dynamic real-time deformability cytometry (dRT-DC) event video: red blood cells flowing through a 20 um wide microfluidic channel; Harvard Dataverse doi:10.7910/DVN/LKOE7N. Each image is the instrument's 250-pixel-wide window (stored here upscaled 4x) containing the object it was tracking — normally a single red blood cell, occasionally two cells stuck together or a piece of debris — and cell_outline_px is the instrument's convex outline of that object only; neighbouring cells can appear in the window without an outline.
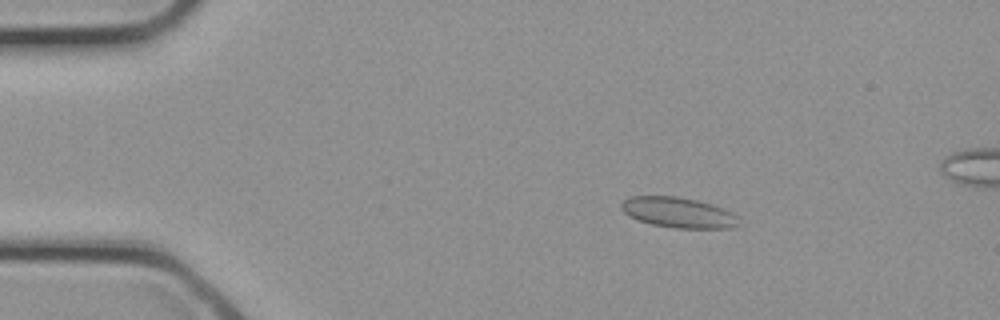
{"species": "common noctule bat (a hibernating species)", "species_latin": "Nyctalus noctula", "temperature_condition": "cold", "stored_images_in_passage": 33, "segment_of_instrument_passage": [1, 2], "camera_frame_rate_fps": 3000, "um_per_image_px": 0.085, "animal": {"sex": "female", "body_mass_g": 21.9}, "frame": {"image": 1, "passage_image": 6, "time_ms": 1.667, "image_size_px": [1000, 320], "cell_outline_px": [[736, 224], [732, 228], [676, 228], [652, 224], [640, 220], [624, 212], [620, 208], [620, 204], [624, 200], [632, 196], [676, 196], [696, 200], [732, 212], [736, 216]], "centroid_in_image_um": [57.61, 18.06], "position_along_channel_um": 27.4, "area_um2": 20.29}}
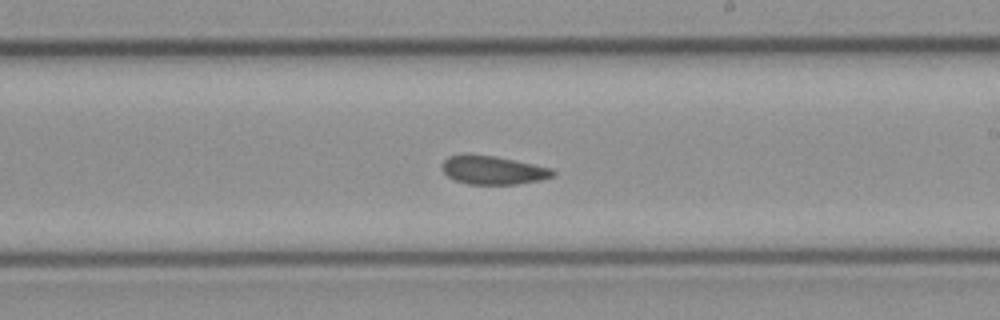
{"frame": {"image": 2, "passage_image": 19, "time_ms": 6.0, "image_size_px": [1000, 320], "cell_outline_px": [[556, 172], [552, 176], [540, 180], [516, 184], [468, 184], [456, 180], [448, 176], [444, 172], [440, 164], [448, 156], [464, 152], [468, 152], [492, 156], [552, 168]], "centroid_in_image_um": [41.83, 14.44], "position_along_channel_um": 247.2, "area_um2": 18.5}}
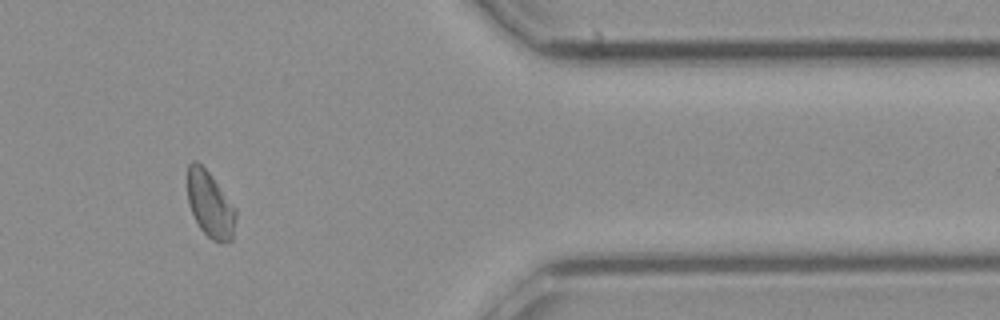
{"frame": {"image": 3, "passage_image": 27, "time_ms": 8.667, "image_size_px": [1000, 320], "cell_outline_px": [[236, 216], [232, 240], [228, 244], [212, 240], [200, 228], [192, 212], [188, 200], [188, 164], [192, 160], [196, 160], [208, 172], [236, 208]], "centroid_in_image_um": [17.87, 17.4], "position_along_channel_um": 393.5, "area_um2": 18.38}}